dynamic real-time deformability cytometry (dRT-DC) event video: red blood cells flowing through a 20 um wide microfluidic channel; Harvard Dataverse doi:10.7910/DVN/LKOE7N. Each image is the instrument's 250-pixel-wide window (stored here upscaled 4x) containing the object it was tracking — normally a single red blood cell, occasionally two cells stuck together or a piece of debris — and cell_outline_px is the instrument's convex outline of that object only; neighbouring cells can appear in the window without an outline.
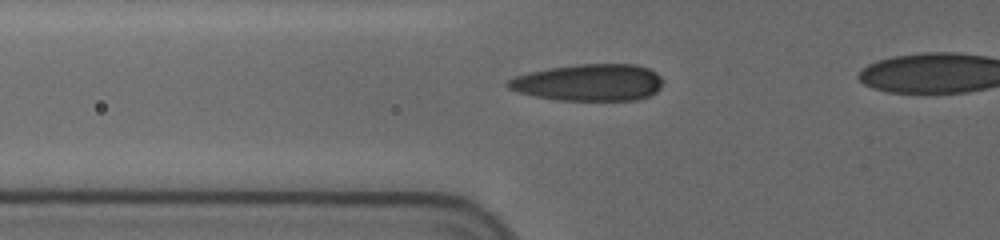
{"species": "human", "species_latin": "Homo sapiens", "temperature_condition": "cold", "stored_images_in_passage": 6, "segment_of_instrument_passage": [1, 2], "camera_frame_rate_fps": 3000, "um_per_image_px": 0.085, "donor": {"sex": "female"}, "frame": {"image": 1, "passage_image": 4, "time_ms": 2.667, "image_size_px": [1000, 240], "cell_outline_px": [[664, 80], [660, 88], [656, 92], [648, 96], [636, 100], [560, 100], [536, 96], [520, 92], [508, 88], [504, 84], [508, 80], [516, 76], [528, 72], [548, 68], [576, 64], [636, 64], [648, 68], [656, 72]], "centroid_in_image_um": [50.08, 7.0], "position_along_channel_um": 75.7, "area_um2": 33.35}}